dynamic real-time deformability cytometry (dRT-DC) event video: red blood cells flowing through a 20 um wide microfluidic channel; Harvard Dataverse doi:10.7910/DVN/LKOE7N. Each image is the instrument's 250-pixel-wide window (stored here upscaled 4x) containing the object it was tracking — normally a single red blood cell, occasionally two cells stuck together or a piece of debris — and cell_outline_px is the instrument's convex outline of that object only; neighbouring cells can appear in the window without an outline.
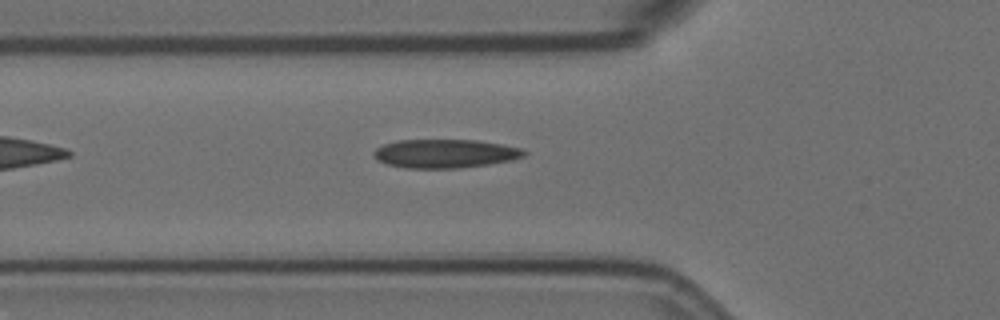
{"species": "Egyptian fruit bat (a non-hibernating species)", "species_latin": "Rousettus aegyptiacus", "temperature_condition": "room temperature", "stored_images_in_passage": 37, "camera_frame_rate_fps": 3000, "um_per_image_px": 0.085, "animal": {"sex": "female"}, "frame": {"image": 1, "passage_image": 3, "time_ms": 0.667, "image_size_px": [1000, 320], "cell_outline_px": [[528, 152], [524, 156], [512, 160], [488, 164], [460, 168], [404, 168], [388, 164], [376, 160], [372, 156], [372, 152], [376, 148], [384, 144], [396, 140], [476, 140], [500, 144], [520, 148]], "centroid_in_image_um": [37.79, 13.05], "position_along_channel_um": 88.0, "area_um2": 25.2}}
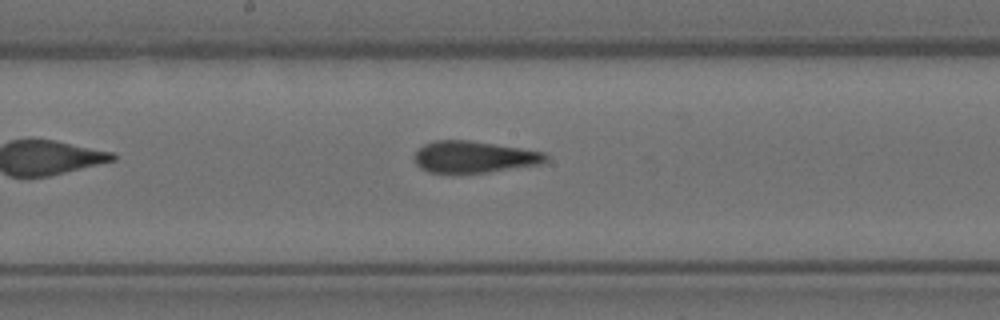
{"frame": {"image": 2, "passage_image": 13, "time_ms": 4.0, "image_size_px": [1000, 320], "cell_outline_px": [[548, 160], [544, 164], [488, 172], [428, 172], [420, 168], [416, 164], [416, 152], [424, 144], [432, 140], [468, 140], [520, 148], [544, 152], [548, 156]], "centroid_in_image_um": [40.33, 13.33], "position_along_channel_um": 207.9, "area_um2": 24.1}}
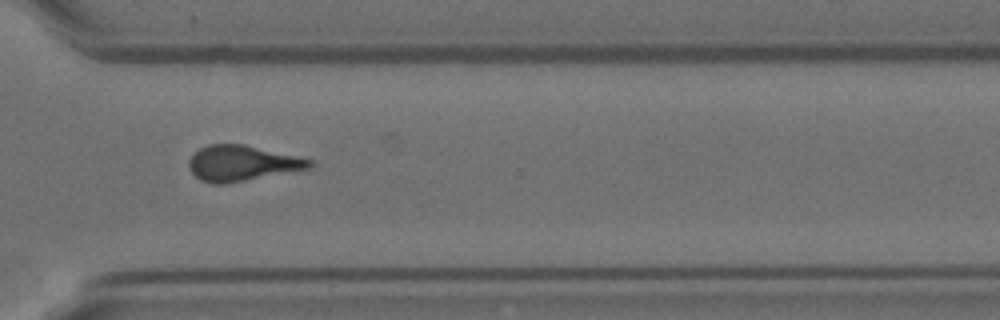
{"frame": {"image": 3, "passage_image": 25, "time_ms": 8.0, "image_size_px": [1000, 320], "cell_outline_px": [[312, 164], [308, 168], [224, 184], [212, 184], [200, 180], [188, 168], [188, 160], [200, 148], [208, 144], [244, 144], [312, 160]], "centroid_in_image_um": [20.49, 13.87], "position_along_channel_um": 350.1, "area_um2": 24.51}, "authors_computed_cell_mechanics": {"area_um2": 24.9696, "velocity_mm_per_s": 3.5589, "shape_relaxation_time_tau1_ms": 8.8625, "shape_relaxation_time_tau2_ms": 1.805, "deformation_change_tau1": 0.2353, "deformation_change_tau2": 0.0911}}